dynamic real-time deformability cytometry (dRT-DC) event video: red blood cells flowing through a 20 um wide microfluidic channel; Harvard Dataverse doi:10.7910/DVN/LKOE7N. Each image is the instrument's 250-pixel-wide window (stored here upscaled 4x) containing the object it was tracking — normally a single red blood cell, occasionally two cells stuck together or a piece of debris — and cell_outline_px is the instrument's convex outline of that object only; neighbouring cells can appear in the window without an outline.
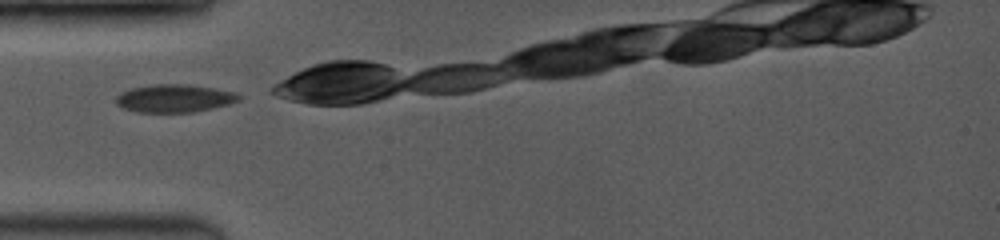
{"species": "common noctule bat (a hibernating species)", "species_latin": "Nyctalus noctula", "temperature_condition": "room temperature", "stored_images_in_passage": 3, "camera_frame_rate_fps": 3500, "um_per_image_px": 0.085, "animal": {"sex": "female", "body_mass_g": 19.0, "forearm_length_mm": 53.3}, "frame": {"image": 1, "passage_image": 1, "time_ms": 0.0, "image_size_px": [1000, 240], "cell_outline_px": [[240, 100], [228, 104], [212, 108], [192, 112], [136, 112], [124, 108], [116, 104], [116, 96], [120, 92], [132, 88], [156, 84], [184, 84], [212, 88], [236, 92], [240, 96]], "centroid_in_image_um": [14.8, 8.36], "position_along_channel_um": 70.2, "area_um2": 19.83}}